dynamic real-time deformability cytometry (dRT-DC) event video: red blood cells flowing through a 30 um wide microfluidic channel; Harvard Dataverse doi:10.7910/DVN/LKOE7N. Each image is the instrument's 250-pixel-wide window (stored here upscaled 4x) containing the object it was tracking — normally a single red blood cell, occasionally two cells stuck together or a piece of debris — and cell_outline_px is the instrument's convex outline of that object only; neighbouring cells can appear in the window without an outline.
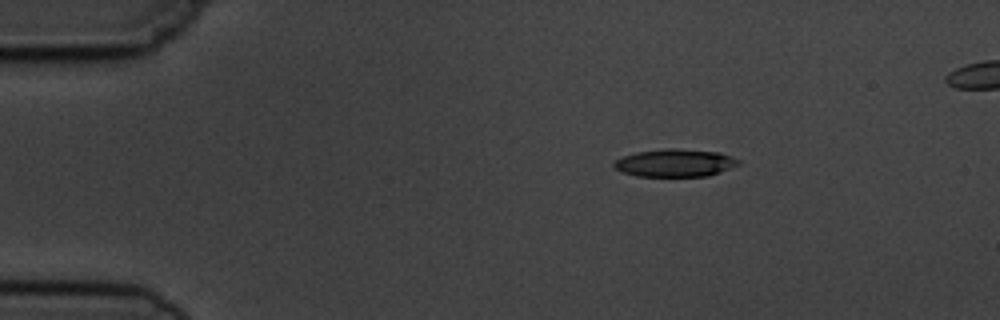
{"species": "common noctule bat (a hibernating species)", "species_latin": "Nyctalus noctula", "temperature_condition": "cold", "stored_images_in_passage": 5, "camera_frame_rate_fps": 3000, "um_per_image_px": 0.085, "animal": {"sex": "male", "body_mass_g": 19.5, "forearm_length_mm": 54.6}, "frame": {"image": 1, "passage_image": 2, "time_ms": 1.0, "image_size_px": [1000, 320], "cell_outline_px": [[740, 164], [720, 172], [708, 176], [636, 176], [624, 172], [616, 168], [612, 164], [616, 160], [624, 156], [636, 152], [720, 152], [740, 160]], "centroid_in_image_um": [57.4, 13.92], "position_along_channel_um": 27.6, "area_um2": 18.67}}